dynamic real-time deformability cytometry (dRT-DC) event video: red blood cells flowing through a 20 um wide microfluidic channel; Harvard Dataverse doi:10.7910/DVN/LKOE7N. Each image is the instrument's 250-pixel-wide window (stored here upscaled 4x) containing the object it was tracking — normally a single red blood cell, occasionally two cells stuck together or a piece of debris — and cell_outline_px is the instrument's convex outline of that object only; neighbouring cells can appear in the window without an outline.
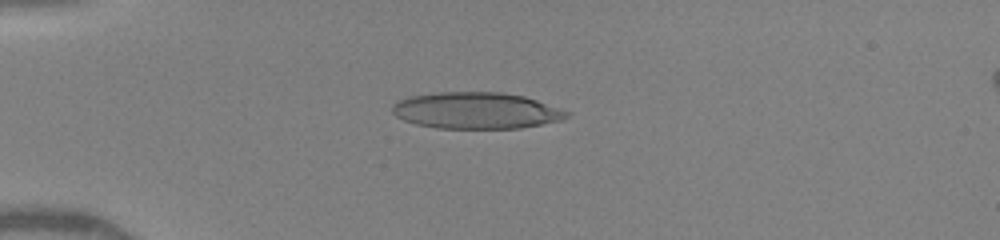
{"species": "human", "species_latin": "Homo sapiens", "temperature_condition": "warm", "stored_images_in_passage": 7, "camera_frame_rate_fps": 3000, "um_per_image_px": 0.085, "donor": {"sex": "female"}, "frame": {"image": 1, "passage_image": 6, "time_ms": 4.0, "image_size_px": [1000, 240], "cell_outline_px": [[572, 112], [564, 120], [520, 128], [436, 128], [416, 124], [404, 120], [396, 116], [392, 112], [392, 104], [400, 100], [412, 96], [440, 92], [500, 92], [524, 96]], "centroid_in_image_um": [40.51, 9.4], "position_along_channel_um": 44.5, "area_um2": 37.05}}